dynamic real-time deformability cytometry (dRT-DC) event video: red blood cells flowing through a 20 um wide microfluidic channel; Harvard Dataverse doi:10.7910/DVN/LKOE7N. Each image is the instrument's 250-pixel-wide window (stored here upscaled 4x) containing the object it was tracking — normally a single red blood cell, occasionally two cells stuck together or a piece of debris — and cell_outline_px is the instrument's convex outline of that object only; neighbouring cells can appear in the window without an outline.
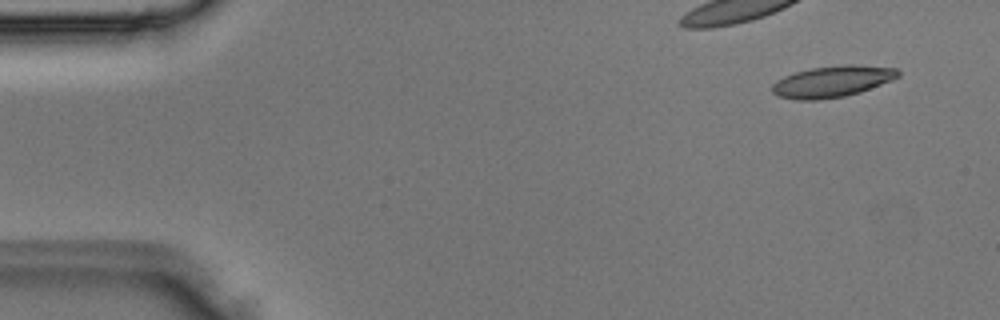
{"species": "Egyptian fruit bat (a non-hibernating species)", "species_latin": "Rousettus aegyptiacus", "temperature_condition": "room temperature", "stored_images_in_passage": 3, "camera_frame_rate_fps": 3000, "um_per_image_px": 0.085, "animal": {"sex": "male"}, "frame": {"image": 1, "passage_image": 1, "time_ms": 0.0, "image_size_px": [1000, 320], "cell_outline_px": [[900, 76], [892, 80], [860, 92], [844, 96], [816, 100], [796, 100], [780, 96], [772, 92], [772, 84], [776, 80], [784, 76], [796, 72], [812, 68], [840, 64], [852, 64], [896, 68], [900, 72]], "centroid_in_image_um": [70.75, 6.92], "position_along_channel_um": 14.3, "area_um2": 23.0}}